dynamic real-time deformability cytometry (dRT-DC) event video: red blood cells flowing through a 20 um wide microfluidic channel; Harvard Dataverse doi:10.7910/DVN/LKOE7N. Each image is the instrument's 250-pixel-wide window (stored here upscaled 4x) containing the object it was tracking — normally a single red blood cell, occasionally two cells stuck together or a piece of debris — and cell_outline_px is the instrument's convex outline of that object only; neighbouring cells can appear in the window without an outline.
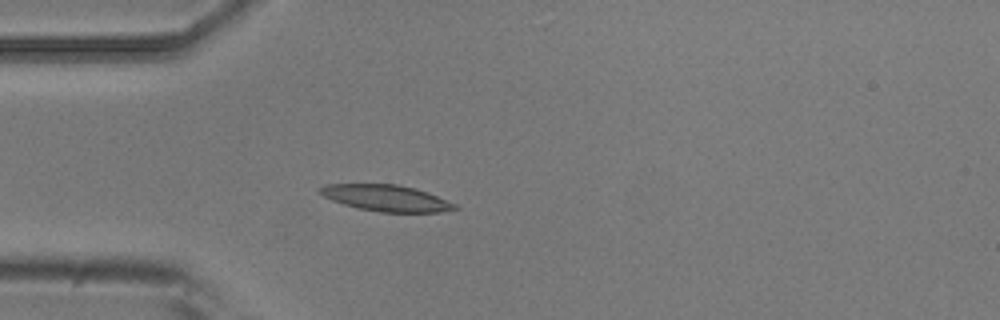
{"species": "common noctule bat (a hibernating species)", "species_latin": "Nyctalus noctula", "temperature_condition": "room temperature", "stored_images_in_passage": 3, "camera_frame_rate_fps": 3000, "um_per_image_px": 0.085, "animal": {"sex": "male", "body_mass_g": 20.5, "forearm_length_mm": 52.5}, "frame": {"image": 1, "passage_image": 3, "time_ms": 0.667, "image_size_px": [1000, 320], "cell_outline_px": [[460, 208], [440, 212], [380, 212], [356, 208], [332, 200], [316, 192], [316, 188], [324, 184], [396, 184], [416, 188], [456, 204]], "centroid_in_image_um": [32.77, 16.83], "position_along_channel_um": 52.2, "area_um2": 20.75}}